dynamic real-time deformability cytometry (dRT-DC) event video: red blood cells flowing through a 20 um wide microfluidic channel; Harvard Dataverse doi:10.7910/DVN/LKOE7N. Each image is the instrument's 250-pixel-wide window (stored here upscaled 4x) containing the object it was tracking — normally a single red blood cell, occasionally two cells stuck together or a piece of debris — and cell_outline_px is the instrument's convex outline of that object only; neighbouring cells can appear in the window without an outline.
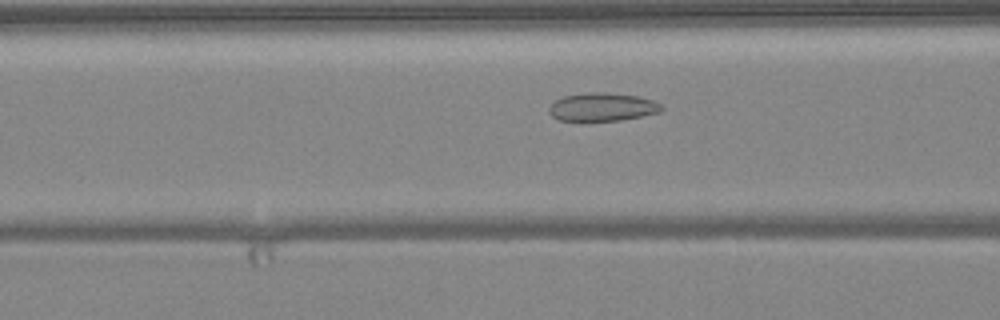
{"species": "common noctule bat (a hibernating species)", "species_latin": "Nyctalus noctula", "temperature_condition": "warm", "stored_images_in_passage": 36, "camera_frame_rate_fps": 3000, "um_per_image_px": 0.085, "animal": {"sex": "female", "body_mass_g": 24.6, "forearm_length_mm": 56.2}, "frame": {"image": 1, "passage_image": 16, "time_ms": 5.0, "image_size_px": [1000, 320], "cell_outline_px": [[664, 108], [660, 112], [620, 120], [584, 124], [560, 120], [552, 116], [548, 112], [548, 108], [556, 100], [564, 96], [584, 92], [604, 92], [640, 96], [652, 100], [660, 104]], "centroid_in_image_um": [51.14, 9.13], "position_along_channel_um": 115.5, "area_um2": 19.25}}
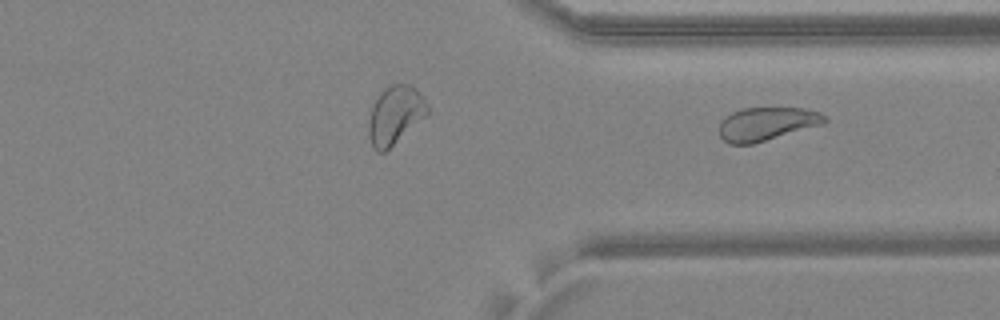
{"frame": {"image": 2, "passage_image": 36, "time_ms": 11.667, "image_size_px": [1000, 320], "cell_outline_px": [[828, 120], [824, 124], [752, 144], [728, 144], [720, 136], [720, 124], [724, 116], [732, 112], [744, 108], [804, 108], [820, 112]], "centroid_in_image_um": [65.17, 10.52], "position_along_channel_um": 346.2, "area_um2": 20.46}}